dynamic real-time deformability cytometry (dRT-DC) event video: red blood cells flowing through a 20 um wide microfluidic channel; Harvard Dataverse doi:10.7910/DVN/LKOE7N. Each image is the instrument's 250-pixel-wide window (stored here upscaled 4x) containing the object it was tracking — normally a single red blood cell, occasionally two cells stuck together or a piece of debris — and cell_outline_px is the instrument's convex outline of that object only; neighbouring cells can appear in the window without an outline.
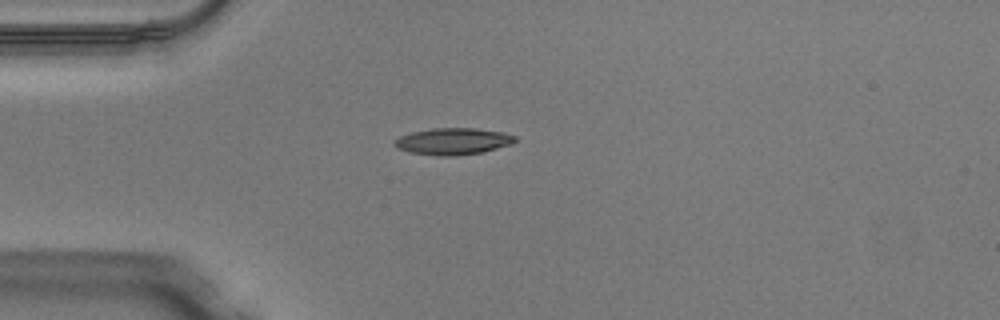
{"species": "Egyptian fruit bat (a non-hibernating species)", "species_latin": "Rousettus aegyptiacus", "temperature_condition": "warm", "stored_images_in_passage": 37, "camera_frame_rate_fps": 3000, "um_per_image_px": 0.085, "animal": {"sex": "male"}, "frame": {"image": 1, "passage_image": 1, "time_ms": 0.0, "image_size_px": [1000, 320], "cell_outline_px": [[516, 140], [508, 144], [496, 148], [480, 152], [456, 156], [436, 156], [408, 152], [396, 148], [392, 144], [392, 140], [400, 136], [412, 132], [432, 128], [476, 128], [504, 132], [516, 136]], "centroid_in_image_um": [38.42, 12.01], "position_along_channel_um": 46.6, "area_um2": 18.84}}
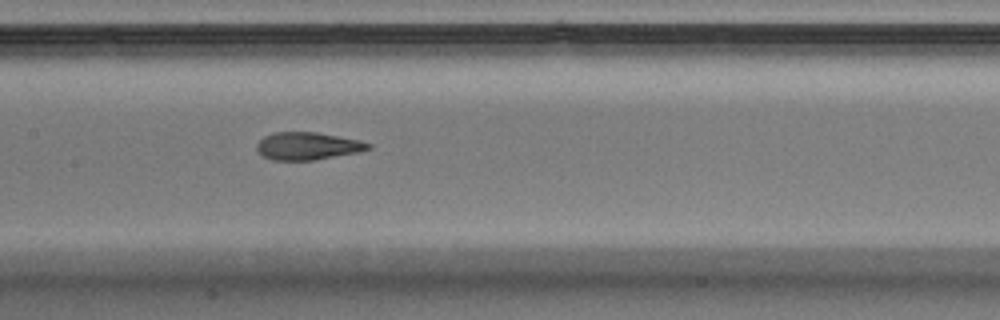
{"frame": {"image": 2, "passage_image": 12, "time_ms": 3.667, "image_size_px": [1000, 320], "cell_outline_px": [[372, 148], [360, 152], [316, 160], [272, 160], [264, 156], [256, 148], [256, 144], [264, 136], [276, 132], [316, 132], [360, 140], [372, 144]], "centroid_in_image_um": [26.19, 12.41], "position_along_channel_um": 181.2, "area_um2": 17.98}}
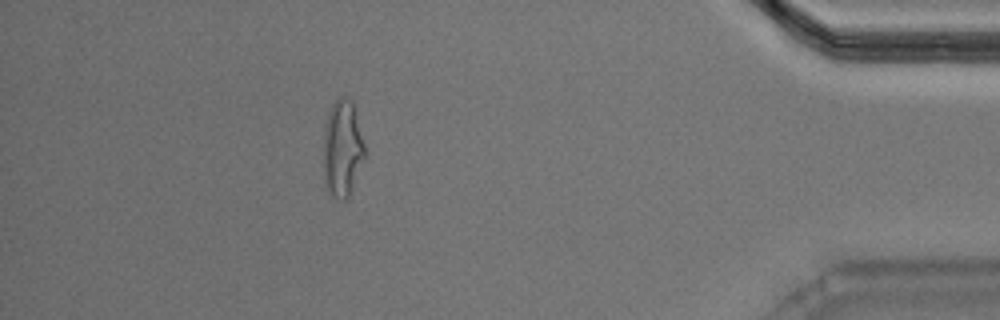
{"frame": {"image": 3, "passage_image": 32, "time_ms": 10.333, "image_size_px": [1000, 320], "cell_outline_px": [[364, 156], [348, 196], [344, 200], [332, 196], [324, 184], [324, 128], [328, 112], [332, 104], [336, 100], [344, 96], [352, 100], [364, 144]], "centroid_in_image_um": [29.07, 12.59], "position_along_channel_um": 406.1, "area_um2": 22.77}, "authors_computed_cell_mechanics": {"area_um2": 18.6694, "velocity_mm_per_s": 4.0842, "shape_relaxation_time_tau1_ms": 4.8305, "shape_relaxation_time_tau2_ms": 1.3491, "deformation_change_tau1": 0.1963, "deformation_change_tau2": 0.0811}}